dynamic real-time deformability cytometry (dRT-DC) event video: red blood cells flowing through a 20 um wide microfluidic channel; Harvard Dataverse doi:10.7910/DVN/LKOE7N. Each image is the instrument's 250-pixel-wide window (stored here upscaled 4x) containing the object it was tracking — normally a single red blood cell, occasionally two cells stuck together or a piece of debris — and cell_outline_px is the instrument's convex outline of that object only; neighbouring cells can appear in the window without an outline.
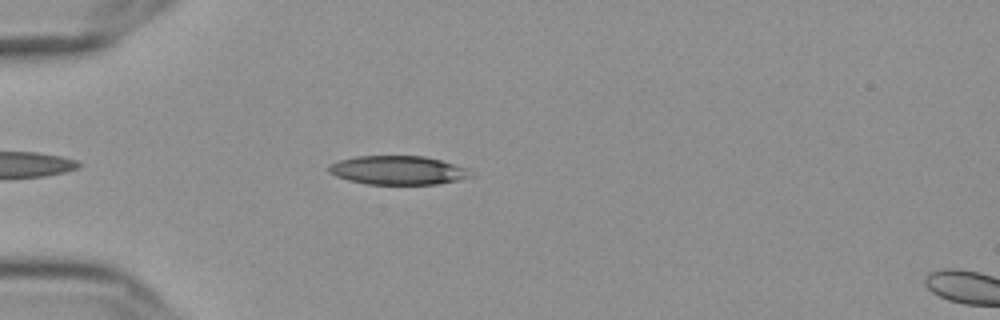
{"species": "Egyptian fruit bat (a non-hibernating species)", "species_latin": "Rousettus aegyptiacus", "temperature_condition": "cold", "stored_images_in_passage": 46, "camera_frame_rate_fps": 3000, "um_per_image_px": 0.085, "frame": {"image": 1, "passage_image": 6, "time_ms": 1.667, "image_size_px": [1000, 320], "cell_outline_px": [[472, 176], [440, 184], [364, 184], [348, 180], [336, 176], [328, 172], [328, 164], [340, 160], [356, 156], [424, 156], [440, 160], [468, 168]], "centroid_in_image_um": [33.78, 14.47], "position_along_channel_um": 51.2, "area_um2": 23.81}}
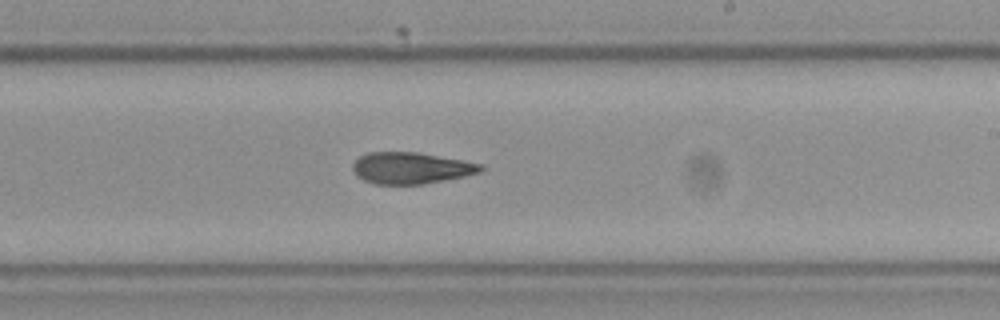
{"frame": {"image": 2, "passage_image": 24, "time_ms": 7.667, "image_size_px": [1000, 320], "cell_outline_px": [[484, 168], [480, 172], [464, 176], [424, 184], [376, 184], [364, 180], [352, 168], [352, 164], [360, 156], [368, 152], [416, 152], [484, 164]], "centroid_in_image_um": [34.95, 14.28], "position_along_channel_um": 254.0, "area_um2": 23.24}}
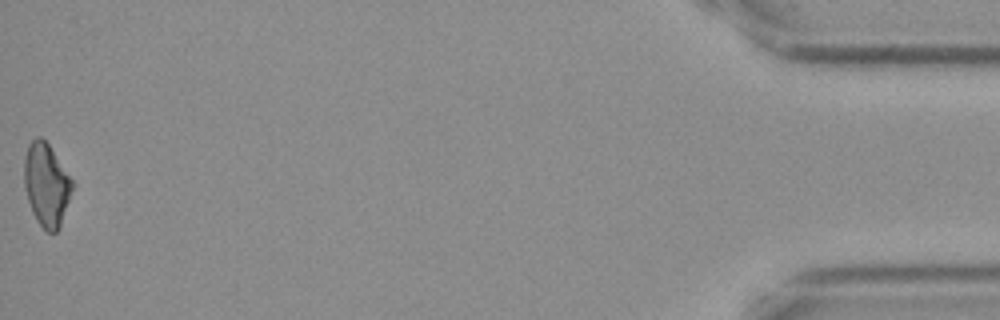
{"frame": {"image": 3, "passage_image": 46, "time_ms": 15.0, "image_size_px": [1000, 320], "cell_outline_px": [[72, 188], [60, 228], [56, 232], [48, 232], [36, 220], [32, 212], [24, 188], [24, 156], [28, 144], [36, 136], [40, 136], [48, 144], [72, 180]], "centroid_in_image_um": [3.91, 15.7], "position_along_channel_um": 431.3, "area_um2": 22.95}, "authors_computed_cell_mechanics": {"area_um2": 23.7847, "velocity_mm_per_s": 3.6371, "shape_relaxation_time_tau1_ms": 11.1433, "shape_relaxation_time_tau2_ms": 3.0251, "deformation_change_tau1": 0.2428, "deformation_change_tau2": 0.0984}}